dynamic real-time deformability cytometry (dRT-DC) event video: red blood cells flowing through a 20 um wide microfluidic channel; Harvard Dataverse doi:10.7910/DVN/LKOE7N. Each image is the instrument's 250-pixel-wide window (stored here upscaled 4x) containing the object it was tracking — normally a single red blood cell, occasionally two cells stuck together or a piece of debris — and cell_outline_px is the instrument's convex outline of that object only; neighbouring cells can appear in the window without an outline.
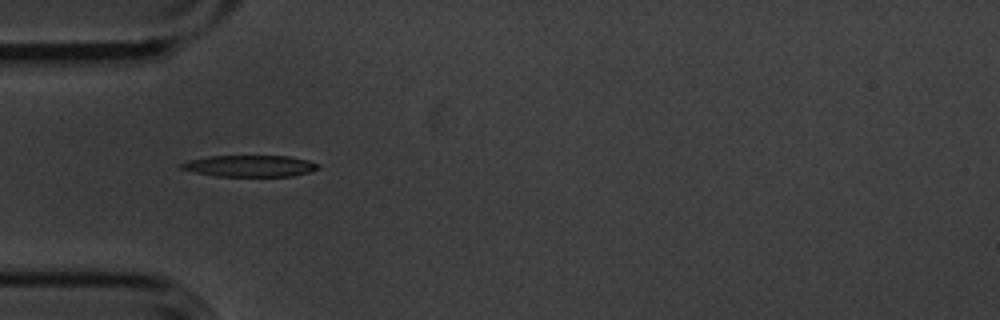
{"species": "common noctule bat (a hibernating species)", "species_latin": "Nyctalus noctula", "temperature_condition": "cold", "stored_images_in_passage": 2, "camera_frame_rate_fps": 3000, "um_per_image_px": 0.085, "animal": {"sex": "male", "body_mass_g": 20.1, "forearm_length_mm": 53.5}, "frame": {"image": 1, "passage_image": 1, "time_ms": 0.0, "image_size_px": [1000, 320], "cell_outline_px": [[320, 168], [308, 172], [292, 176], [216, 176], [196, 172], [180, 168], [176, 164], [188, 160], [208, 156], [288, 156], [308, 160], [320, 164]], "centroid_in_image_um": [21.22, 14.1], "position_along_channel_um": 63.8, "area_um2": 17.17}}
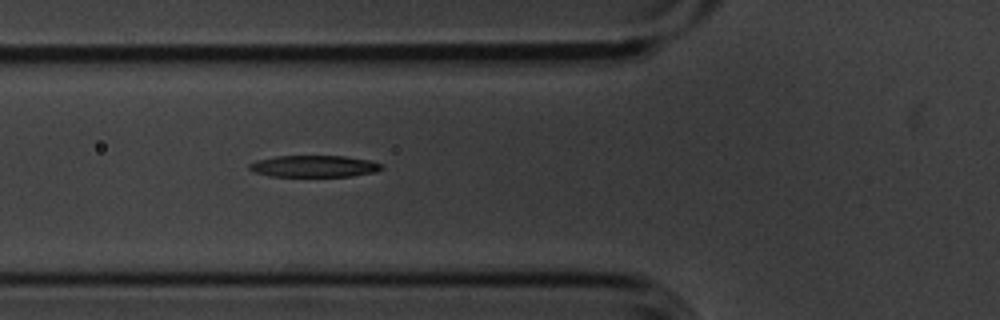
{"frame": {"image": 2, "passage_image": 2, "time_ms": 0.333, "image_size_px": [1000, 320], "cell_outline_px": [[384, 168], [376, 172], [352, 176], [268, 176], [252, 172], [248, 168], [248, 164], [256, 160], [276, 156], [344, 156], [368, 160], [380, 164]], "centroid_in_image_um": [26.64, 14.13], "position_along_channel_um": 99.2, "area_um2": 16.76}}